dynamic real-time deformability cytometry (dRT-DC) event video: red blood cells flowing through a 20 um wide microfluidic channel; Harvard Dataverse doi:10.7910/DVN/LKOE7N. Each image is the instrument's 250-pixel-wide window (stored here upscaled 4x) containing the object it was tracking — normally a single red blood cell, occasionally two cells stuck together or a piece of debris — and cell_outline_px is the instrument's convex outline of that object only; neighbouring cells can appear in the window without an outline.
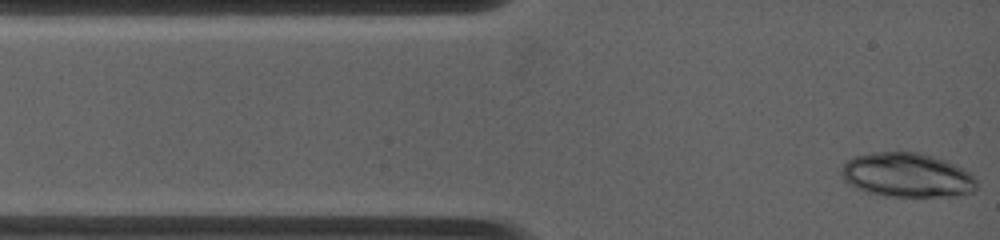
{"species": "common noctule bat (a hibernating species)", "species_latin": "Nyctalus noctula", "temperature_condition": "warm", "stored_images_in_passage": 57, "camera_frame_rate_fps": 4500, "um_per_image_px": 0.085, "animal": {"sex": "female", "body_mass_g": 19.0, "forearm_length_mm": 53.3}, "frame": {"image": 1, "passage_image": 1, "time_ms": 0.0, "image_size_px": [1000, 240], "cell_outline_px": [[976, 188], [972, 192], [952, 196], [884, 196], [868, 192], [856, 188], [848, 184], [844, 180], [840, 172], [840, 168], [844, 160], [852, 156], [872, 152], [920, 152], [956, 164], [964, 168], [976, 180]], "centroid_in_image_um": [77.04, 14.87], "position_along_channel_um": 8.0, "area_um2": 35.2}}
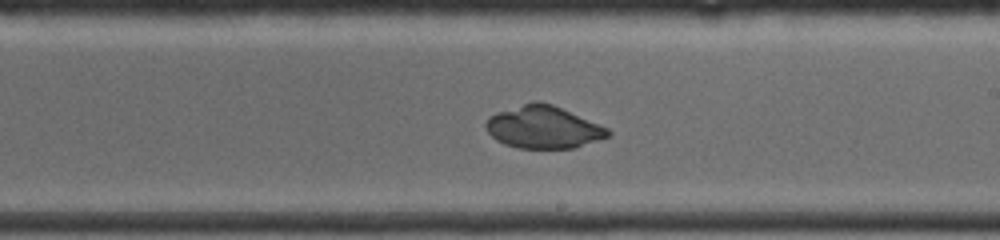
{"frame": {"image": 2, "passage_image": 37, "time_ms": 7.111, "image_size_px": [1000, 240], "cell_outline_px": [[612, 136], [576, 148], [516, 148], [504, 144], [496, 140], [488, 132], [484, 124], [488, 116], [496, 112], [532, 100], [540, 100], [552, 104], [600, 124], [608, 128], [612, 132]], "centroid_in_image_um": [46.19, 10.8], "position_along_channel_um": 242.8, "area_um2": 30.69}}
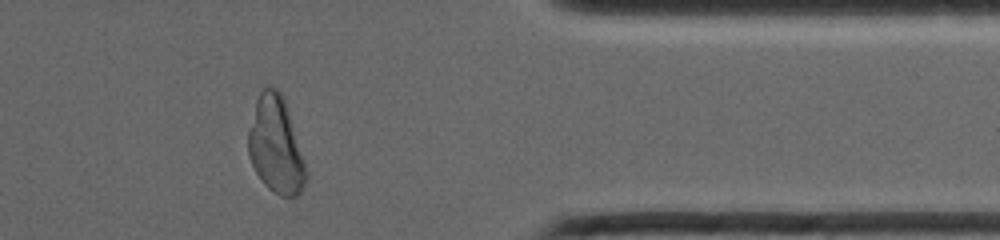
{"frame": {"image": 3, "passage_image": 57, "time_ms": 11.333, "image_size_px": [1000, 240], "cell_outline_px": [[308, 176], [300, 192], [296, 196], [280, 196], [268, 188], [260, 180], [248, 156], [248, 128], [256, 100], [260, 92], [268, 84], [276, 88], [284, 96]], "centroid_in_image_um": [23.42, 12.33], "position_along_channel_um": 388.0, "area_um2": 32.43}}